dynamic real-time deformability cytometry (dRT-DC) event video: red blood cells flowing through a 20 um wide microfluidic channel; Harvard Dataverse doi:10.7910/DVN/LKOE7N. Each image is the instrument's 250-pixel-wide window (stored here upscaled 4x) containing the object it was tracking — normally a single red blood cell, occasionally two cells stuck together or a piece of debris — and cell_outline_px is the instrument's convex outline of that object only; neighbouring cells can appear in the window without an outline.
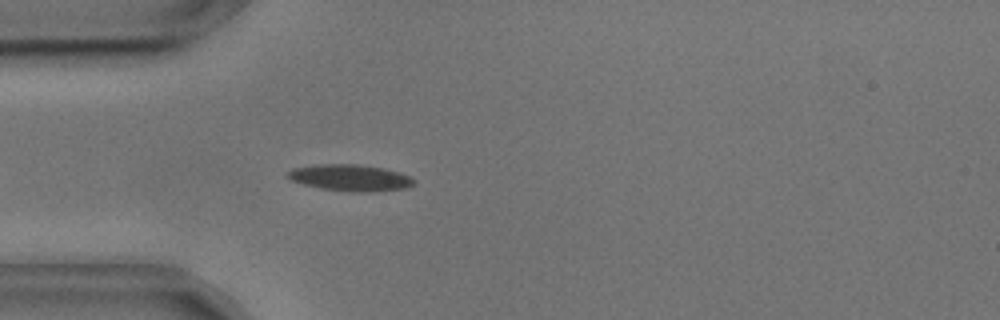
{"species": "common noctule bat (a hibernating species)", "species_latin": "Nyctalus noctula", "temperature_condition": "cold", "stored_images_in_passage": 45, "camera_frame_rate_fps": 3000, "um_per_image_px": 0.085, "animal": {"sex": "male", "body_mass_g": 17.9, "forearm_length_mm": 54.2}, "frame": {"image": 1, "passage_image": 6, "time_ms": 1.667, "image_size_px": [1000, 320], "cell_outline_px": [[416, 180], [412, 184], [404, 188], [372, 192], [352, 192], [320, 188], [304, 184], [292, 180], [284, 176], [292, 168], [320, 164], [356, 164], [380, 168], [396, 172], [408, 176]], "centroid_in_image_um": [29.71, 15.11], "position_along_channel_um": 55.3, "area_um2": 19.19}}
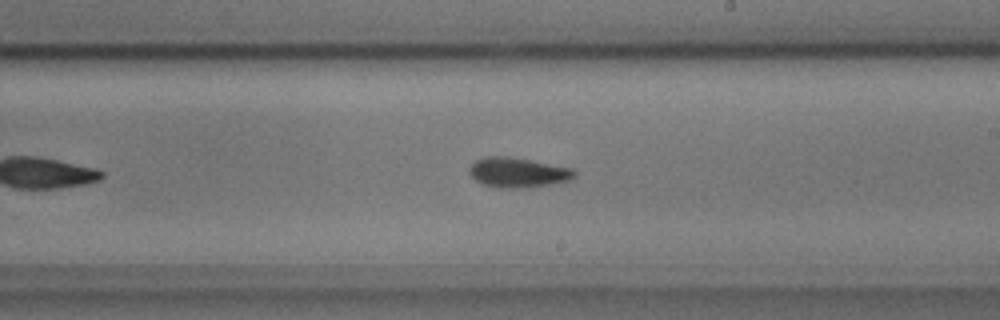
{"frame": {"image": 2, "passage_image": 22, "time_ms": 7.0, "image_size_px": [1000, 320], "cell_outline_px": [[576, 176], [572, 180], [552, 184], [524, 188], [500, 188], [484, 184], [476, 180], [468, 172], [468, 168], [476, 160], [484, 156], [508, 156], [532, 160], [576, 168]], "centroid_in_image_um": [44.08, 14.65], "position_along_channel_um": 244.9, "area_um2": 18.67}}
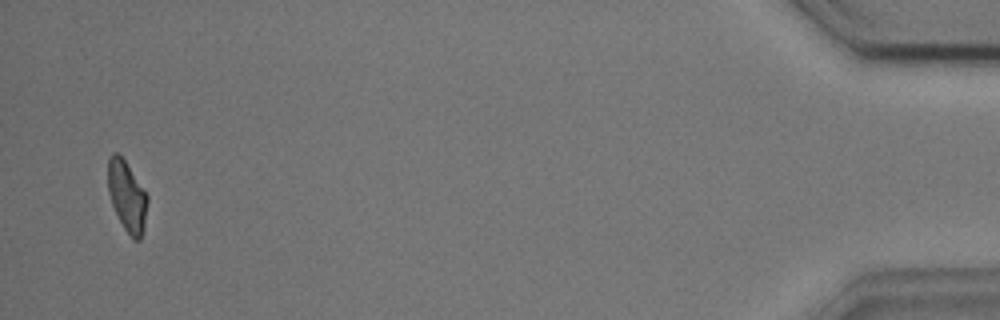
{"frame": {"image": 3, "passage_image": 44, "time_ms": 14.333, "image_size_px": [1000, 320], "cell_outline_px": [[148, 200], [144, 228], [140, 240], [132, 240], [124, 228], [112, 204], [108, 192], [108, 156], [112, 152], [116, 152], [124, 160], [148, 196]], "centroid_in_image_um": [10.79, 16.7], "position_along_channel_um": 424.4, "area_um2": 16.07}, "authors_computed_cell_mechanics": {"area_um2": 17.6868, "velocity_mm_per_s": 3.6281, "shape_relaxation_time_tau1_ms": 3.0954, "shape_relaxation_time_tau2_ms": 2.7937, "deformation_change_tau1": 0.1257, "deformation_change_tau2": 0.0835}}